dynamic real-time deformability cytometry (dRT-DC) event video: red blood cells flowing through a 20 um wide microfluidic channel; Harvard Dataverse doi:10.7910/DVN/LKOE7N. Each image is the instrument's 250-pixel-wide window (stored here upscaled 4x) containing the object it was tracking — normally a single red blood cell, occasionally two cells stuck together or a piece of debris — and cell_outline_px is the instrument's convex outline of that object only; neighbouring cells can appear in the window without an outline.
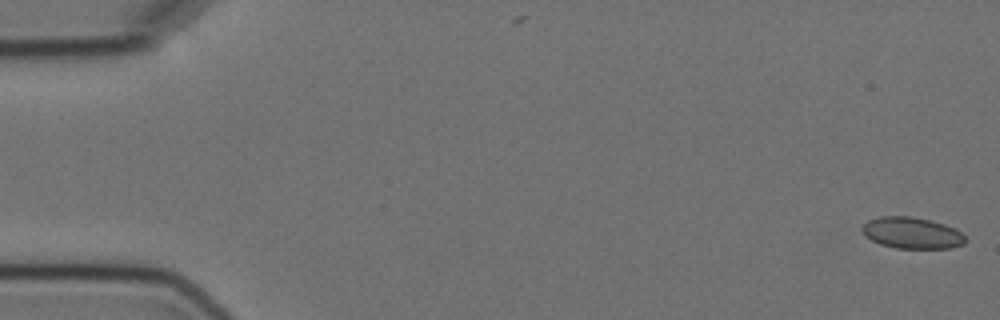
{"species": "Egyptian fruit bat (a non-hibernating species)", "species_latin": "Rousettus aegyptiacus", "temperature_condition": "cold", "stored_images_in_passage": 6, "camera_frame_rate_fps": 3000, "um_per_image_px": 0.085, "animal": {"sex": "female"}, "frame": {"image": 1, "passage_image": 1, "time_ms": 0.0, "image_size_px": [1000, 320], "cell_outline_px": [[968, 240], [964, 244], [948, 248], [896, 248], [880, 244], [864, 236], [860, 228], [868, 220], [880, 216], [912, 216], [932, 220], [956, 228]], "centroid_in_image_um": [77.51, 19.79], "position_along_channel_um": 7.5, "area_um2": 19.07}}
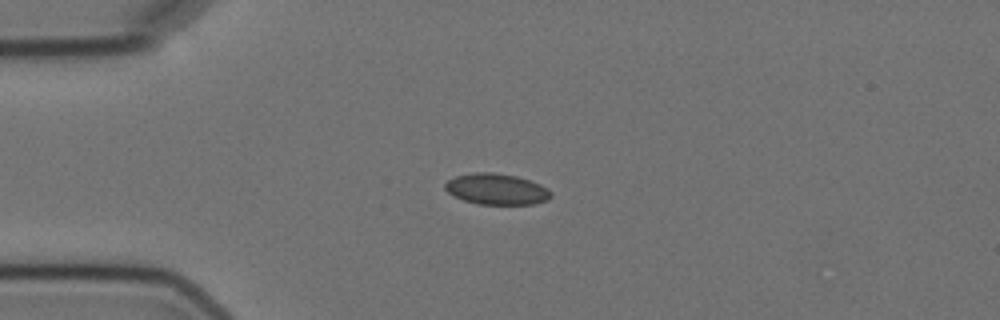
{"frame": {"image": 2, "passage_image": 4, "time_ms": 4.333, "image_size_px": [1000, 320], "cell_outline_px": [[552, 196], [548, 200], [536, 204], [476, 204], [464, 200], [448, 192], [444, 188], [444, 184], [448, 180], [456, 176], [472, 172], [492, 172], [516, 176], [540, 184], [548, 188], [552, 192]], "centroid_in_image_um": [42.23, 16.07], "position_along_channel_um": 42.8, "area_um2": 19.19}}
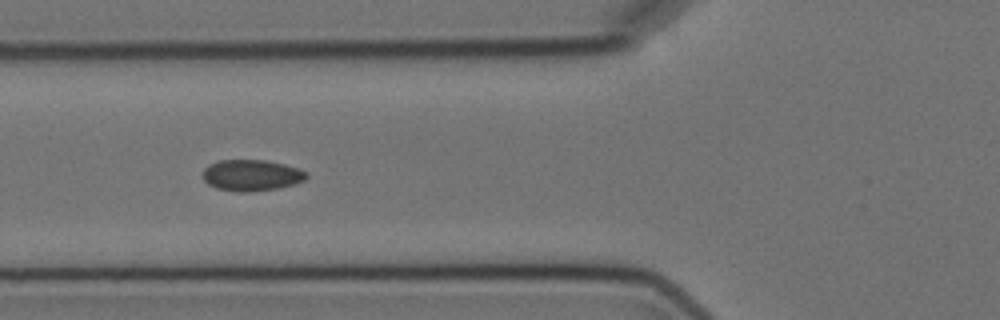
{"frame": {"image": 3, "passage_image": 6, "time_ms": 6.667, "image_size_px": [1000, 320], "cell_outline_px": [[308, 176], [304, 180], [280, 188], [248, 192], [240, 192], [216, 188], [208, 184], [204, 180], [204, 168], [208, 164], [216, 160], [264, 160], [284, 164], [300, 168], [308, 172]], "centroid_in_image_um": [21.38, 14.89], "position_along_channel_um": 104.4, "area_um2": 18.96}}